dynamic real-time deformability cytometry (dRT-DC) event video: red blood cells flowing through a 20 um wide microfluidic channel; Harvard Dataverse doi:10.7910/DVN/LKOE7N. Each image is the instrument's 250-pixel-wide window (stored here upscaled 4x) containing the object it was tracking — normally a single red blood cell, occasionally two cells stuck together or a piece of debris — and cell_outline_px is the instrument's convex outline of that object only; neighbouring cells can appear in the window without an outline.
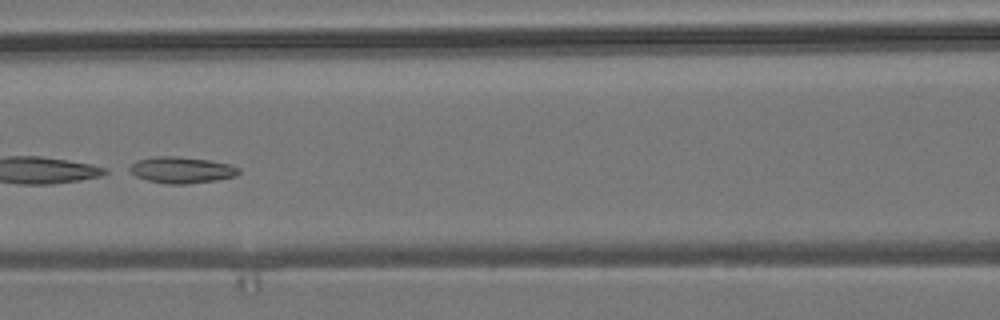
{"species": "common noctule bat (a hibernating species)", "species_latin": "Nyctalus noctula", "temperature_condition": "room temperature", "stored_images_in_passage": 53, "camera_frame_rate_fps": 3000, "um_per_image_px": 0.085, "animal": {"sex": "male", "body_mass_g": 19.2, "forearm_length_mm": 51.8}, "frame": {"image": 1, "passage_image": 23, "time_ms": 7.333, "image_size_px": [1000, 320], "cell_outline_px": [[240, 172], [236, 176], [216, 180], [184, 184], [168, 184], [148, 180], [136, 176], [128, 168], [136, 160], [156, 156], [176, 156], [208, 160], [228, 164], [240, 168]], "centroid_in_image_um": [15.44, 14.44], "position_along_channel_um": 151.2, "area_um2": 16.59}}